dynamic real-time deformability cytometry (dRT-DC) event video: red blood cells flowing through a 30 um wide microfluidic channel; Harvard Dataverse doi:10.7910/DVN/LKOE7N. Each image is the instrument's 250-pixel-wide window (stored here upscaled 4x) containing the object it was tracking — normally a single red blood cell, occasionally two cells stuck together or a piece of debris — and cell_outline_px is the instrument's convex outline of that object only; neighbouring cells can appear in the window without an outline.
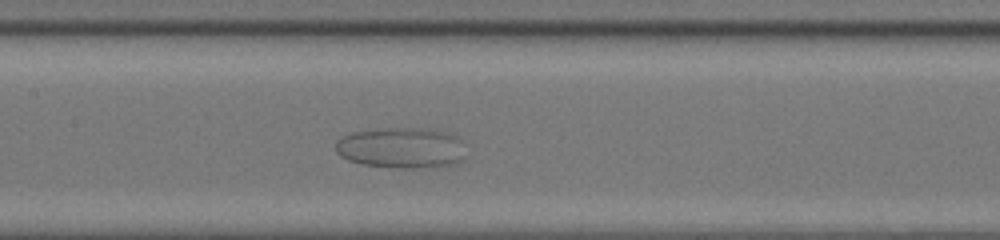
{"species": "common noctule bat (a hibernating species)", "species_latin": "Nyctalus noctula", "temperature_condition": "room temperature", "stored_images_in_passage": 41, "camera_frame_rate_fps": 3000, "um_per_image_px": 0.085, "animal": {"sex": "female", "body_mass_g": 20.0, "forearm_length_mm": 54.0}, "frame": {"image": 1, "passage_image": 16, "time_ms": 5.0, "image_size_px": [1000, 240], "cell_outline_px": [[460, 160], [452, 164], [412, 168], [392, 168], [360, 164], [348, 160], [340, 156], [336, 152], [336, 140], [340, 136], [352, 132], [376, 128], [428, 128], [448, 132], [456, 140]], "centroid_in_image_um": [33.91, 12.55], "position_along_channel_um": 173.5, "area_um2": 30.4}}
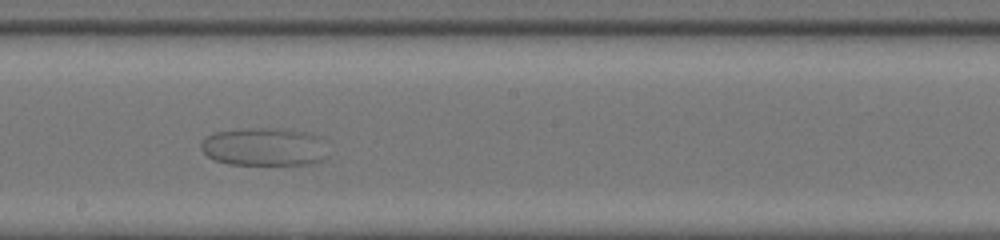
{"frame": {"image": 2, "passage_image": 20, "time_ms": 6.333, "image_size_px": [1000, 240], "cell_outline_px": [[320, 160], [308, 164], [232, 164], [216, 160], [208, 156], [200, 148], [200, 144], [204, 136], [212, 132], [244, 128], [280, 128], [308, 132], [312, 136]], "centroid_in_image_um": [22.17, 12.45], "position_along_channel_um": 226.0, "area_um2": 26.88}}
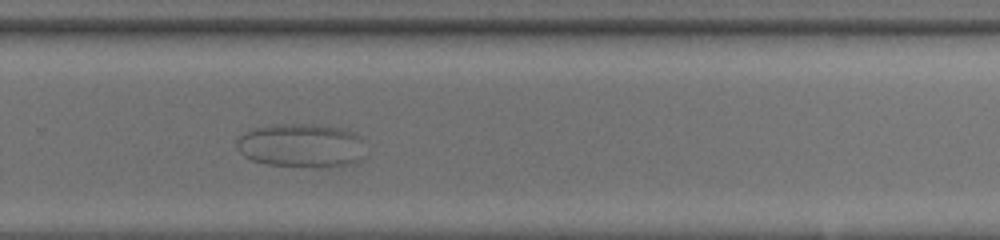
{"frame": {"image": 3, "passage_image": 26, "time_ms": 8.333, "image_size_px": [1000, 240], "cell_outline_px": [[360, 160], [352, 164], [332, 168], [316, 168], [268, 164], [252, 160], [244, 156], [236, 148], [236, 140], [244, 132], [252, 128], [276, 124], [316, 124], [340, 128], [352, 132], [356, 136]], "centroid_in_image_um": [25.49, 12.38], "position_along_channel_um": 304.3, "area_um2": 32.66}}